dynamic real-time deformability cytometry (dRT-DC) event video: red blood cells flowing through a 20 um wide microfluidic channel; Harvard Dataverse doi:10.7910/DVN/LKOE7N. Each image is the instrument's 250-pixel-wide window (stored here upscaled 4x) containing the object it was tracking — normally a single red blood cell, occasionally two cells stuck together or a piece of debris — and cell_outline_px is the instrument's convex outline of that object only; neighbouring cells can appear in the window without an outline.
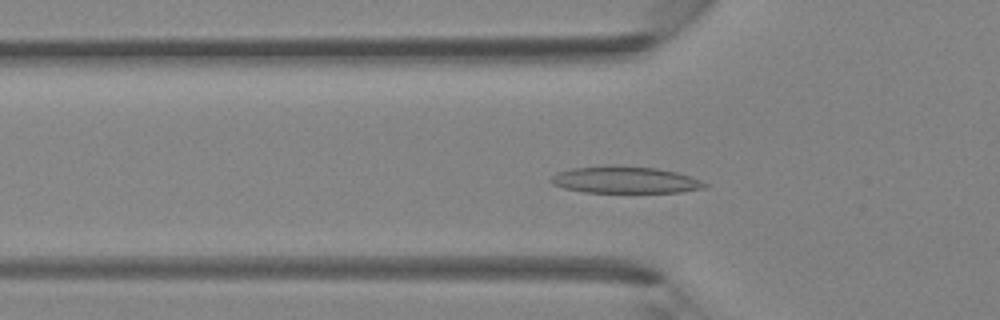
{"species": "Egyptian fruit bat (a non-hibernating species)", "species_latin": "Rousettus aegyptiacus", "temperature_condition": "room temperature", "stored_images_in_passage": 36, "camera_frame_rate_fps": 3000, "um_per_image_px": 0.085, "animal": {"sex": "female"}, "frame": {"image": 1, "passage_image": 8, "time_ms": 2.333, "image_size_px": [1000, 320], "cell_outline_px": [[708, 184], [704, 188], [680, 192], [584, 192], [564, 188], [552, 184], [548, 180], [552, 176], [560, 172], [572, 168], [604, 164], [616, 164], [656, 168], [676, 172], [700, 180]], "centroid_in_image_um": [53.09, 15.27], "position_along_channel_um": 72.7, "area_um2": 24.22}}
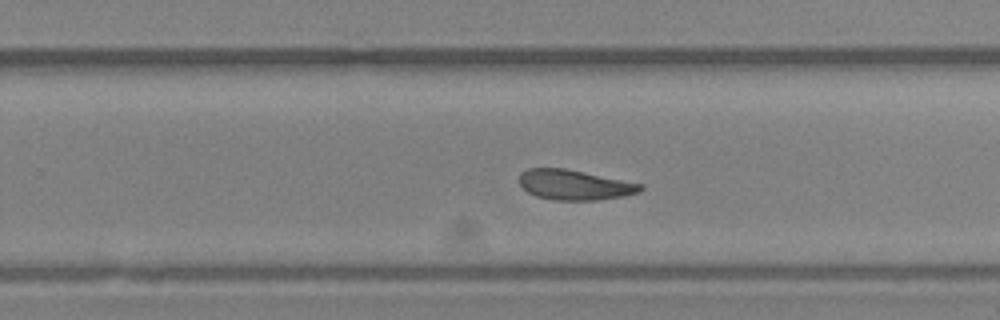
{"frame": {"image": 2, "passage_image": 21, "time_ms": 6.667, "image_size_px": [1000, 320], "cell_outline_px": [[644, 188], [640, 192], [624, 196], [596, 200], [552, 200], [536, 196], [528, 192], [520, 184], [520, 172], [528, 168], [564, 168], [644, 184]], "centroid_in_image_um": [48.85, 15.71], "position_along_channel_um": 280.9, "area_um2": 21.27}}
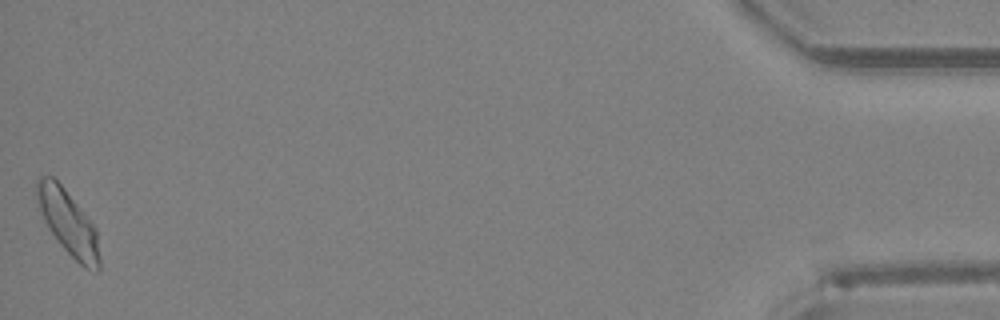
{"frame": {"image": 3, "passage_image": 36, "time_ms": 11.667, "image_size_px": [1000, 320], "cell_outline_px": [[100, 268], [96, 272], [84, 268], [60, 244], [48, 228], [44, 220], [36, 196], [36, 180], [40, 176], [52, 176], [64, 188], [96, 228], [100, 256]], "centroid_in_image_um": [5.81, 18.94], "position_along_channel_um": 429.4, "area_um2": 23.29}}